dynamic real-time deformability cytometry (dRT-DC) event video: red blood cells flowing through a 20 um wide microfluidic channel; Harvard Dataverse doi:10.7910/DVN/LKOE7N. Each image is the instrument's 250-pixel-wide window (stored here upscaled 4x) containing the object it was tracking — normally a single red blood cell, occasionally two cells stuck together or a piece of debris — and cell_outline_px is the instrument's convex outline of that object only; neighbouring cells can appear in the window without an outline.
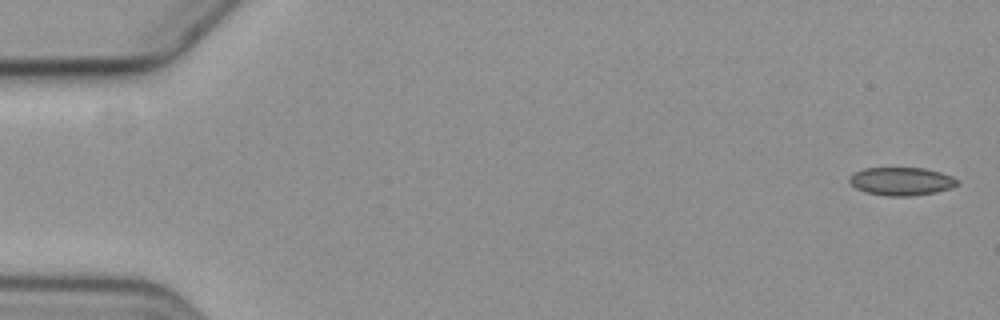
{"species": "common noctule bat (a hibernating species)", "species_latin": "Nyctalus noctula", "temperature_condition": "cold", "stored_images_in_passage": 11, "camera_frame_rate_fps": 3000, "um_per_image_px": 0.085, "animal": {"sex": "female", "body_mass_g": 19.3, "forearm_length_mm": 54.1}, "frame": {"image": 1, "passage_image": 1, "time_ms": 0.0, "image_size_px": [1000, 320], "cell_outline_px": [[960, 184], [936, 192], [908, 196], [888, 196], [868, 192], [856, 188], [848, 180], [848, 176], [852, 172], [864, 168], [924, 168], [940, 172], [952, 176], [960, 180]], "centroid_in_image_um": [76.61, 15.4], "position_along_channel_um": 8.4, "area_um2": 17.69}}
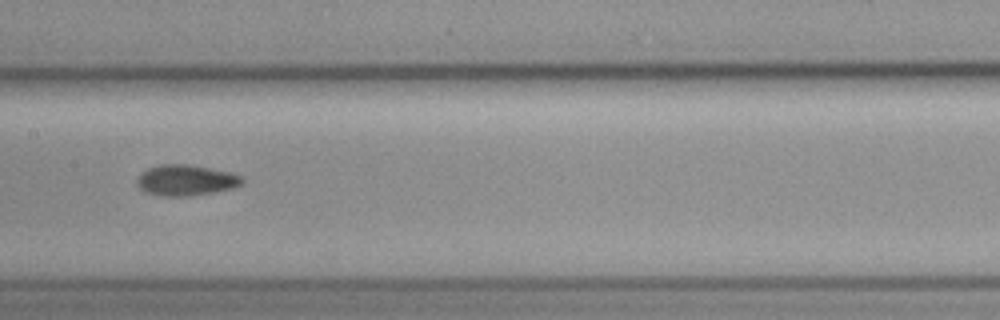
{"frame": {"image": 2, "passage_image": 8, "time_ms": 9.333, "image_size_px": [1000, 320], "cell_outline_px": [[244, 180], [240, 184], [232, 188], [212, 192], [188, 196], [160, 196], [144, 192], [136, 184], [136, 180], [140, 172], [148, 168], [160, 164], [188, 164], [228, 172], [240, 176]], "centroid_in_image_um": [15.72, 15.32], "position_along_channel_um": 191.7, "area_um2": 18.79}}